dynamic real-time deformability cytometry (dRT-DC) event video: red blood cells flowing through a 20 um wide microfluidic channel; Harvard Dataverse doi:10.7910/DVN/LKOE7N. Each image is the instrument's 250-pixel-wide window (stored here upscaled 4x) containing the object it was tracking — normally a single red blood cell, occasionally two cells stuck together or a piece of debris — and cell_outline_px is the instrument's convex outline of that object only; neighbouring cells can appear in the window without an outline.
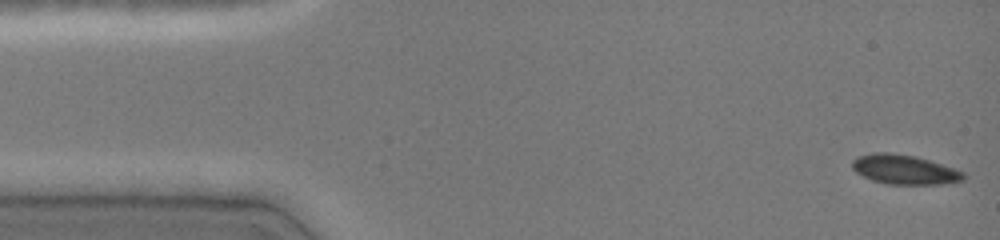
{"species": "common noctule bat (a hibernating species)", "species_latin": "Nyctalus noctula", "temperature_condition": "cold", "stored_images_in_passage": 39, "camera_frame_rate_fps": 3000, "um_per_image_px": 0.085, "animal": {"sex": "female", "body_mass_g": 19.0, "forearm_length_mm": 51.5}, "frame": {"image": 1, "passage_image": 1, "time_ms": 0.0, "image_size_px": [1000, 240], "cell_outline_px": [[968, 176], [964, 180], [940, 184], [888, 184], [872, 180], [856, 172], [852, 168], [852, 160], [856, 156], [872, 152], [888, 152], [916, 156], [956, 168], [964, 172]], "centroid_in_image_um": [76.89, 14.4], "position_along_channel_um": 8.1, "area_um2": 19.36}}
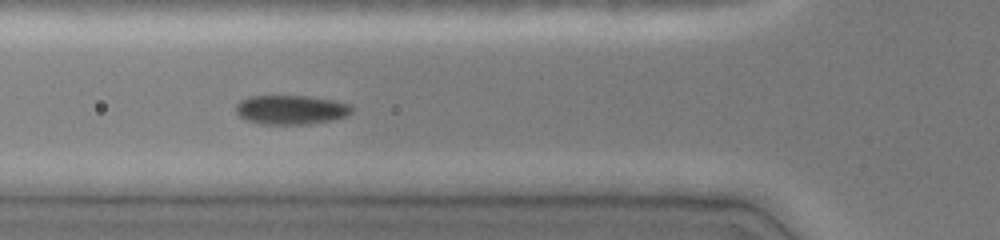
{"frame": {"image": 2, "passage_image": 16, "time_ms": 5.0, "image_size_px": [1000, 240], "cell_outline_px": [[352, 112], [348, 116], [308, 124], [260, 124], [248, 120], [240, 116], [236, 112], [236, 104], [240, 100], [248, 96], [308, 96], [336, 100], [352, 104]], "centroid_in_image_um": [24.75, 9.31], "position_along_channel_um": 101.0, "area_um2": 19.83}}
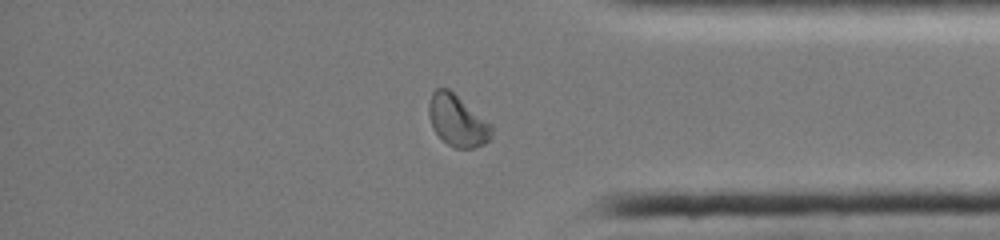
{"frame": {"image": 3, "passage_image": 38, "time_ms": 12.333, "image_size_px": [1000, 240], "cell_outline_px": [[492, 136], [484, 144], [472, 148], [456, 148], [440, 140], [432, 128], [428, 116], [428, 104], [432, 92], [436, 88], [448, 88], [492, 124]], "centroid_in_image_um": [38.85, 10.26], "position_along_channel_um": 396.4, "area_um2": 19.02}, "authors_computed_cell_mechanics": {"area_um2": 19.3052, "velocity_mm_per_s": 4.0849, "shape_relaxation_time_tau1_ms": 3.8261, "shape_relaxation_time_tau2_ms": null, "deformation_change_tau1": 0.1198, "deformation_change_tau2": null}}